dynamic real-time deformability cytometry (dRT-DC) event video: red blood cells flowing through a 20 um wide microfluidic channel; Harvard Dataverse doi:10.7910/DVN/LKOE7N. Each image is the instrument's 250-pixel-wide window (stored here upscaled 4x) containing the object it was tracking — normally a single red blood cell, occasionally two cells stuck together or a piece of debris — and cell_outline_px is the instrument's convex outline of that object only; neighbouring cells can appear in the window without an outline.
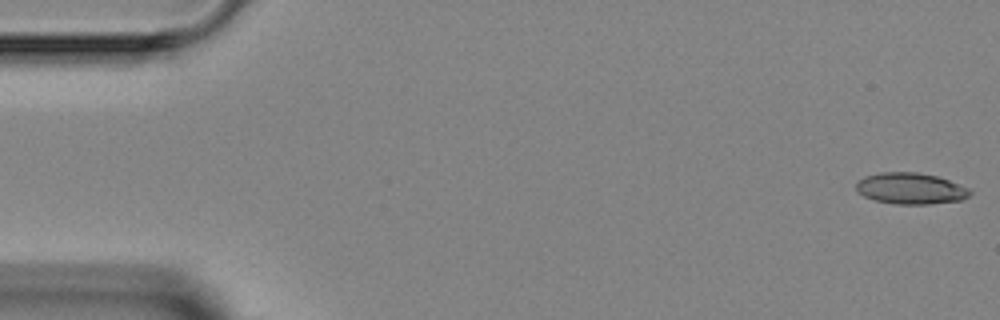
{"species": "Egyptian fruit bat (a non-hibernating species)", "species_latin": "Rousettus aegyptiacus", "temperature_condition": "room temperature", "stored_images_in_passage": 4, "camera_frame_rate_fps": 3000, "um_per_image_px": 0.085, "animal": {"sex": "female"}, "frame": {"image": 1, "passage_image": 1, "time_ms": 0.0, "image_size_px": [1000, 320], "cell_outline_px": [[972, 192], [968, 196], [960, 200], [928, 204], [896, 204], [876, 200], [864, 196], [856, 188], [856, 184], [864, 176], [880, 172], [916, 172], [936, 176], [948, 180], [968, 188]], "centroid_in_image_um": [77.39, 16.01], "position_along_channel_um": 7.6, "area_um2": 20.46}}
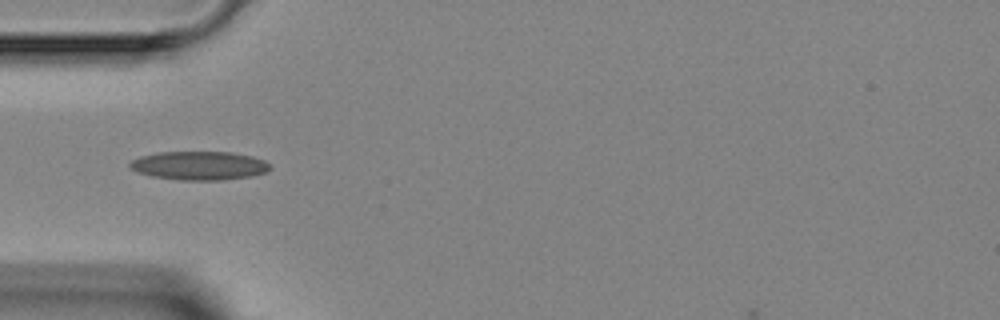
{"frame": {"image": 2, "passage_image": 4, "time_ms": 4.667, "image_size_px": [1000, 320], "cell_outline_px": [[272, 168], [268, 172], [252, 176], [224, 180], [180, 180], [152, 176], [136, 172], [128, 164], [132, 160], [140, 156], [160, 152], [228, 152], [252, 156], [264, 160]], "centroid_in_image_um": [16.96, 14.08], "position_along_channel_um": 68.0, "area_um2": 23.47}}